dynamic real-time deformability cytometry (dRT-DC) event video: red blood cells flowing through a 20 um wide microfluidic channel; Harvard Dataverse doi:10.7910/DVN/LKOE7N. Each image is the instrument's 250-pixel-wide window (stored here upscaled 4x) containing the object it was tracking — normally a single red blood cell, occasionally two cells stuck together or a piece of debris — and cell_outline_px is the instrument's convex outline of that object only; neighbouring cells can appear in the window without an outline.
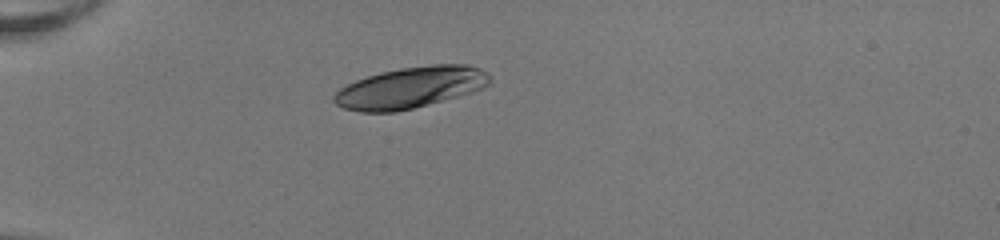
{"species": "human", "species_latin": "Homo sapiens", "temperature_condition": "room temperature", "stored_images_in_passage": 37, "camera_frame_rate_fps": 3000, "um_per_image_px": 0.085, "donor": {"sex": "female"}, "frame": {"image": 1, "passage_image": 1, "time_ms": 0.0, "image_size_px": [1000, 240], "cell_outline_px": [[492, 80], [488, 84], [472, 92], [412, 108], [396, 112], [360, 112], [344, 108], [336, 104], [332, 100], [332, 96], [340, 88], [356, 80], [380, 72], [400, 68], [432, 64], [468, 64], [480, 68], [488, 72]], "centroid_in_image_um": [34.88, 7.43], "position_along_channel_um": 50.1, "area_um2": 37.34}}
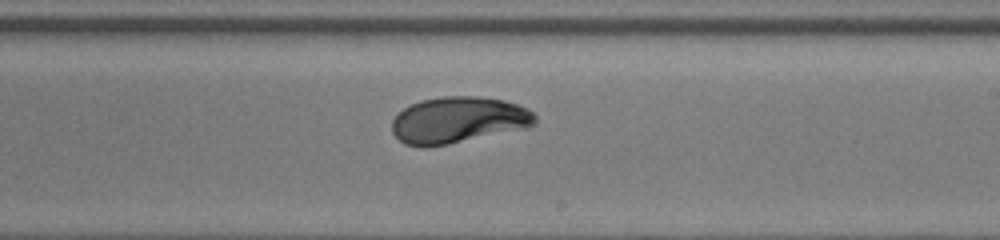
{"frame": {"image": 2, "passage_image": 18, "time_ms": 5.667, "image_size_px": [1000, 240], "cell_outline_px": [[536, 124], [528, 128], [448, 144], [424, 148], [420, 148], [404, 144], [392, 132], [392, 120], [404, 108], [420, 100], [444, 96], [476, 96], [504, 100], [528, 108], [536, 116]], "centroid_in_image_um": [38.96, 10.21], "position_along_channel_um": 250.0, "area_um2": 38.9}}
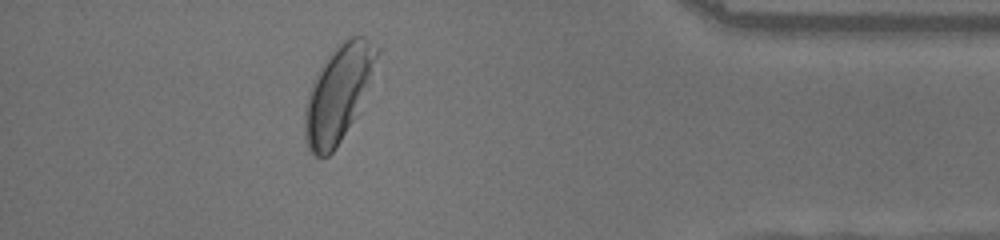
{"frame": {"image": 3, "passage_image": 32, "time_ms": 10.333, "image_size_px": [1000, 240], "cell_outline_px": [[380, 52], [364, 112], [336, 148], [328, 156], [316, 156], [308, 148], [304, 136], [304, 108], [308, 92], [312, 80], [316, 72], [332, 48], [336, 44], [352, 36], [364, 36], [380, 48]], "centroid_in_image_um": [28.83, 7.95], "position_along_channel_um": 406.4, "area_um2": 42.54}, "authors_computed_cell_mechanics": {"area_um2": 38.437, "velocity_mm_per_s": 4.0243, "shape_relaxation_time_tau1_ms": 3.4373, "shape_relaxation_time_tau2_ms": null, "deformation_change_tau1": 0.1805, "deformation_change_tau2": null}}